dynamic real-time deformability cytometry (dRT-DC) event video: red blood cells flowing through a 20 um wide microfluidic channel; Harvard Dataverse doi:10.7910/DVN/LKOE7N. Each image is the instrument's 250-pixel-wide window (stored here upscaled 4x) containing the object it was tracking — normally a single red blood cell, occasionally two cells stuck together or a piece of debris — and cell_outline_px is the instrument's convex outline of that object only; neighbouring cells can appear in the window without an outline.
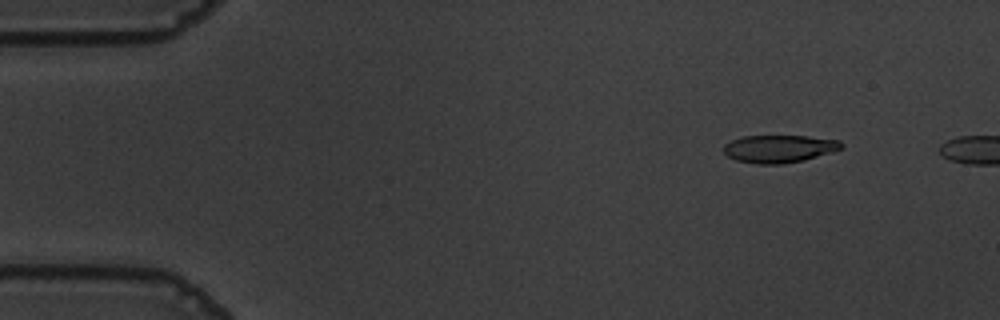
{"species": "common noctule bat (a hibernating species)", "species_latin": "Nyctalus noctula", "temperature_condition": "warm", "stored_images_in_passage": 4, "camera_frame_rate_fps": 3000, "um_per_image_px": 0.085, "animal": {"sex": "male", "body_mass_g": 19.5, "forearm_length_mm": 54.6}, "frame": {"image": 1, "passage_image": 1, "time_ms": 0.0, "image_size_px": [1000, 320], "cell_outline_px": [[844, 148], [832, 152], [804, 160], [784, 164], [756, 164], [736, 160], [728, 156], [724, 152], [724, 144], [732, 140], [744, 136], [808, 136], [840, 140], [844, 144]], "centroid_in_image_um": [66.26, 12.64], "position_along_channel_um": 18.7, "area_um2": 19.07}}